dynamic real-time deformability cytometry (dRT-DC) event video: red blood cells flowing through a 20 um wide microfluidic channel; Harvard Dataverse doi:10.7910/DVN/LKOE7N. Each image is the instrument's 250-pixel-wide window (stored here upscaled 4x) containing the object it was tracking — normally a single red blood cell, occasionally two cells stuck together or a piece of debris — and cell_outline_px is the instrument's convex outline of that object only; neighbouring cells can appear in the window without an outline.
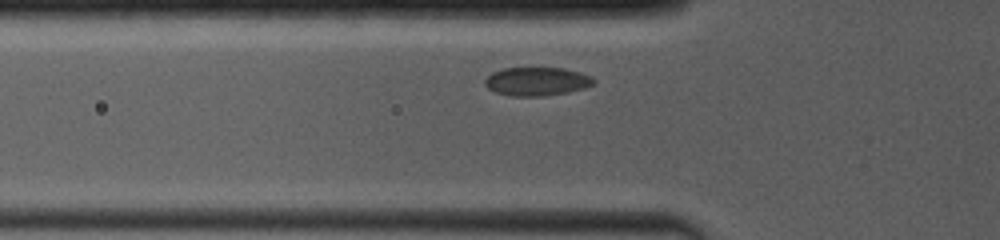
{"species": "common noctule bat (a hibernating species)", "species_latin": "Nyctalus noctula", "temperature_condition": "room temperature", "stored_images_in_passage": 23, "camera_frame_rate_fps": 4000, "um_per_image_px": 0.085, "animal": {"sex": "female", "body_mass_g": 19.0, "forearm_length_mm": 53.3}, "frame": {"image": 1, "passage_image": 4, "time_ms": 1.25, "image_size_px": [1000, 240], "cell_outline_px": [[596, 80], [592, 84], [584, 88], [568, 92], [544, 96], [508, 96], [496, 92], [488, 88], [484, 84], [484, 80], [492, 72], [504, 68], [528, 64], [532, 64], [564, 68], [580, 72]], "centroid_in_image_um": [45.58, 6.86], "position_along_channel_um": 80.2, "area_um2": 18.96}}
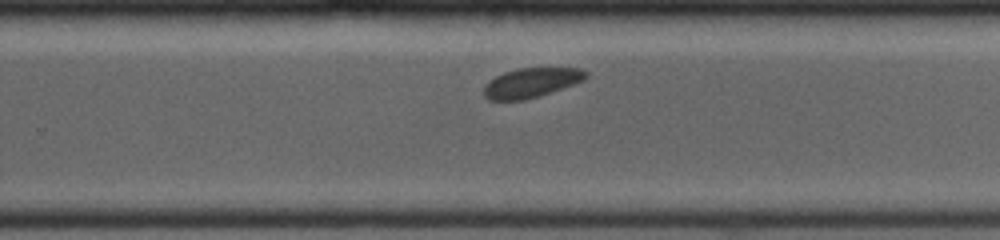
{"frame": {"image": 2, "passage_image": 15, "time_ms": 6.5, "image_size_px": [1000, 240], "cell_outline_px": [[588, 76], [584, 80], [524, 100], [488, 100], [484, 96], [484, 88], [496, 76], [504, 72], [520, 68], [580, 68], [588, 72]], "centroid_in_image_um": [45.16, 7.02], "position_along_channel_um": 284.6, "area_um2": 17.11}}
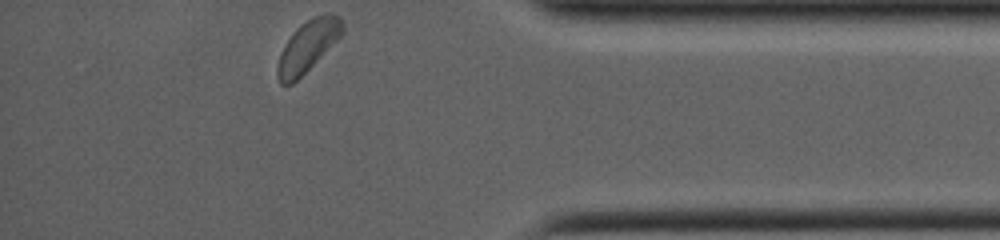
{"frame": {"image": 3, "passage_image": 23, "time_ms": 10.0, "image_size_px": [1000, 240], "cell_outline_px": [[344, 32], [292, 84], [280, 84], [276, 76], [276, 68], [280, 52], [284, 44], [296, 28], [300, 24], [316, 16], [328, 12], [332, 12], [340, 16], [344, 24]], "centroid_in_image_um": [26.14, 3.89], "position_along_channel_um": 409.1, "area_um2": 19.13}, "authors_computed_cell_mechanics": {"area_um2": 18.9006, "velocity_mm_per_s": 3.9063, "shape_relaxation_time_tau1_ms": 0.654, "shape_relaxation_time_tau2_ms": null, "deformation_change_tau1": 0.0344, "deformation_change_tau2": null}}